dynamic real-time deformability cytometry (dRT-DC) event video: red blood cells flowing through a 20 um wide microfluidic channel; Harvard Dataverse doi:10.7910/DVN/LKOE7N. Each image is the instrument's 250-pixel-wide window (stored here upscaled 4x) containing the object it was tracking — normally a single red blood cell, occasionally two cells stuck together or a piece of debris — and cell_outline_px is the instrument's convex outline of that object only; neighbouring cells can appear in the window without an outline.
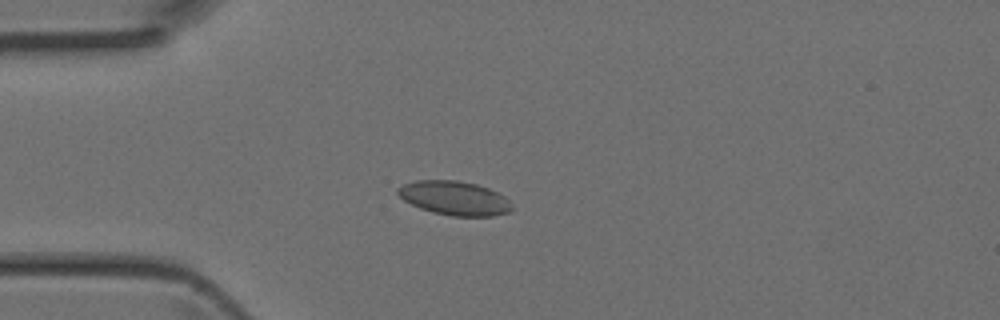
{"species": "Egyptian fruit bat (a non-hibernating species)", "species_latin": "Rousettus aegyptiacus", "temperature_condition": "room temperature", "stored_images_in_passage": 4, "camera_frame_rate_fps": 3000, "um_per_image_px": 0.085, "animal": {"sex": "female"}, "frame": {"image": 1, "passage_image": 3, "time_ms": 0.667, "image_size_px": [1000, 320], "cell_outline_px": [[512, 212], [492, 216], [452, 216], [432, 212], [420, 208], [404, 200], [396, 192], [396, 188], [404, 184], [416, 180], [456, 180], [476, 184], [488, 188], [504, 196], [512, 204]], "centroid_in_image_um": [38.64, 16.84], "position_along_channel_um": 46.4, "area_um2": 22.66}}